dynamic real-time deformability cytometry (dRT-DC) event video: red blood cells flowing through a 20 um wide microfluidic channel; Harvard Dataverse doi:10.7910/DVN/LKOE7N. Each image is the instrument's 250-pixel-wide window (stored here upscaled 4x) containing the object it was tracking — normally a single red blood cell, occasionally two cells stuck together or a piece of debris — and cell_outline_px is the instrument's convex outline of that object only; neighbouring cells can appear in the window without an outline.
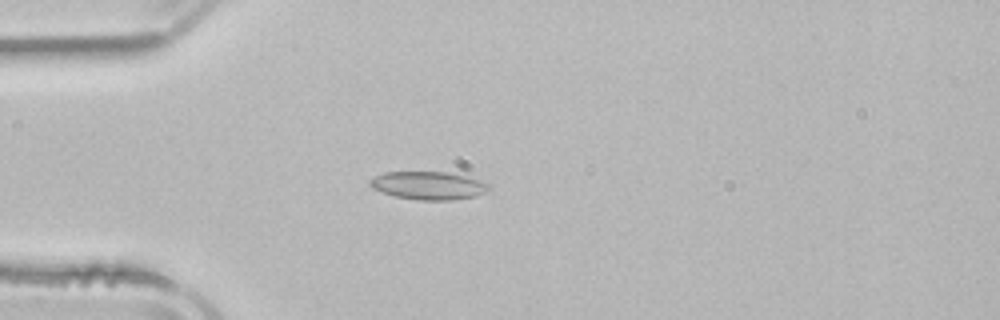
{"species": "common noctule bat (a hibernating species)", "species_latin": "Nyctalus noctula", "temperature_condition": "room temperature", "stored_images_in_passage": 39, "camera_frame_rate_fps": 3000, "um_per_image_px": 0.085, "animal": {"sex": "male", "body_mass_g": 21.5, "forearm_length_mm": 52.0}, "frame": {"image": 1, "passage_image": 7, "time_ms": 2.0, "image_size_px": [1000, 320], "cell_outline_px": [[492, 188], [476, 196], [452, 200], [416, 200], [396, 196], [372, 188], [368, 184], [368, 180], [384, 172], [448, 172], [484, 180]], "centroid_in_image_um": [36.45, 15.76], "position_along_channel_um": 48.6, "area_um2": 19.54}}
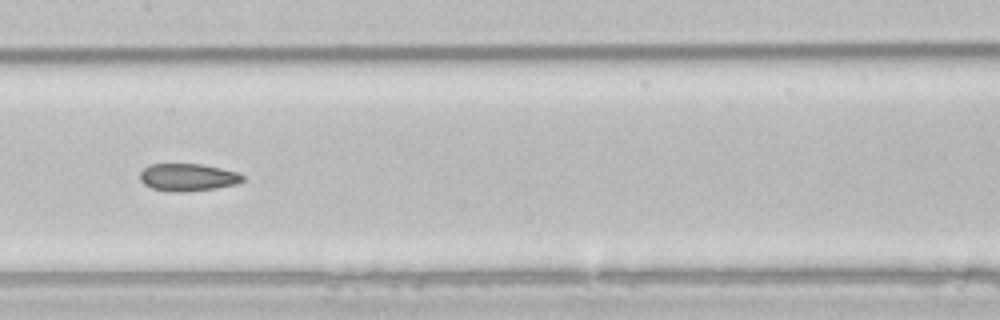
{"frame": {"image": 2, "passage_image": 19, "time_ms": 6.0, "image_size_px": [1000, 320], "cell_outline_px": [[244, 180], [236, 184], [216, 188], [180, 192], [172, 192], [152, 188], [144, 184], [140, 180], [140, 172], [148, 164], [200, 164], [220, 168], [236, 172], [244, 176]], "centroid_in_image_um": [15.94, 15.07], "position_along_channel_um": 191.5, "area_um2": 16.36}}
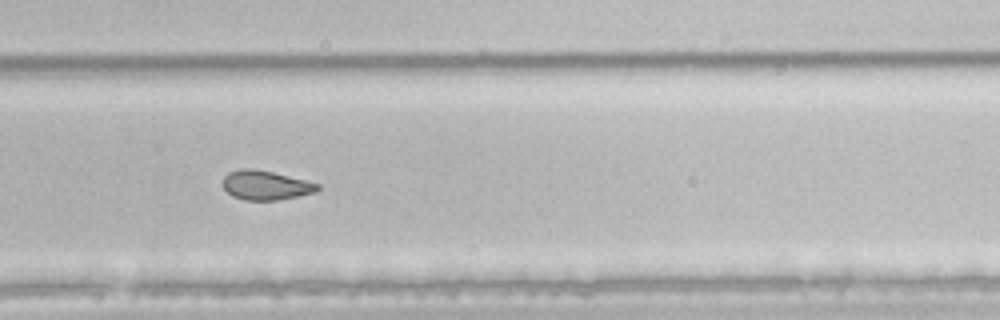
{"frame": {"image": 3, "passage_image": 28, "time_ms": 9.0, "image_size_px": [1000, 320], "cell_outline_px": [[320, 188], [316, 192], [276, 200], [244, 200], [232, 196], [224, 188], [224, 176], [228, 172], [240, 168], [252, 168], [272, 172], [320, 184]], "centroid_in_image_um": [22.56, 15.74], "position_along_channel_um": 307.2, "area_um2": 16.01}, "authors_computed_cell_mechanics": {"area_um2": 17.629, "velocity_mm_per_s": 3.8806, "shape_relaxation_time_tau1_ms": null, "shape_relaxation_time_tau2_ms": 3.7635, "deformation_change_tau1": null, "deformation_change_tau2": 0.1032}}